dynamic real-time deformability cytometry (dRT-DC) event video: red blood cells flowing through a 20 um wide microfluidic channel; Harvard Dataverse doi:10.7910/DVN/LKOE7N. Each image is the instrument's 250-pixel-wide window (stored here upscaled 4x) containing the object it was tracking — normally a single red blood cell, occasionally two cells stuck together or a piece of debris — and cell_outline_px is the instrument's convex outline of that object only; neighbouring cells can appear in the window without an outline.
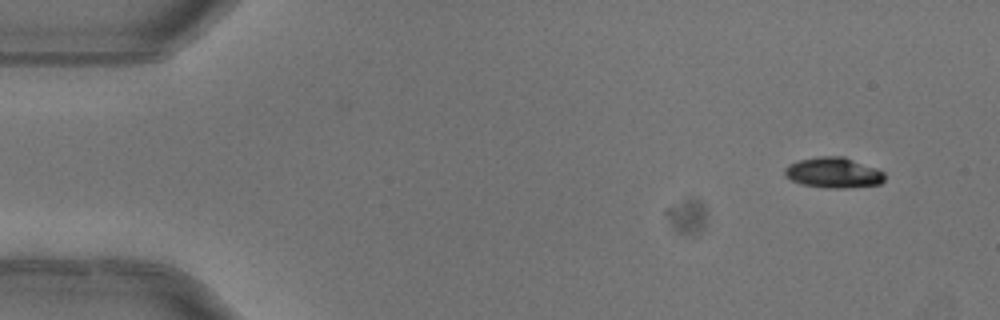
{"species": "common noctule bat (a hibernating species)", "species_latin": "Nyctalus noctula", "temperature_condition": "warm", "stored_images_in_passage": 2, "camera_frame_rate_fps": 3000, "um_per_image_px": 0.085, "animal": {"sex": "female"}, "frame": {"image": 1, "passage_image": 2, "time_ms": 0.333, "image_size_px": [1000, 320], "cell_outline_px": [[884, 180], [880, 184], [844, 188], [828, 188], [800, 184], [784, 176], [784, 168], [788, 164], [796, 160], [820, 156], [844, 156], [876, 168], [884, 172]], "centroid_in_image_um": [70.81, 14.67], "position_along_channel_um": 14.2, "area_um2": 17.92}}